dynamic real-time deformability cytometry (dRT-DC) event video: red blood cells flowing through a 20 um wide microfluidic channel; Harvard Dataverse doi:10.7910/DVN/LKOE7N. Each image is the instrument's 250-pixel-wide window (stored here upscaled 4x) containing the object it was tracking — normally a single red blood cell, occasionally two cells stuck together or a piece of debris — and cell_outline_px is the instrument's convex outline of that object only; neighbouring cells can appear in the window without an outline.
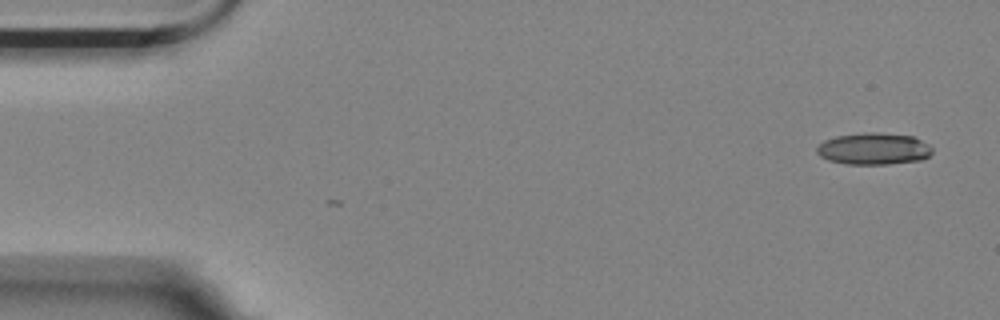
{"species": "Egyptian fruit bat (a non-hibernating species)", "species_latin": "Rousettus aegyptiacus", "temperature_condition": "room temperature", "stored_images_in_passage": 55, "camera_frame_rate_fps": 3000, "um_per_image_px": 0.085, "animal": {"sex": "female"}, "frame": {"image": 1, "passage_image": 1, "time_ms": 0.0, "image_size_px": [1000, 320], "cell_outline_px": [[932, 152], [928, 156], [920, 160], [888, 164], [844, 164], [828, 160], [820, 156], [816, 152], [816, 148], [824, 140], [836, 136], [864, 132], [880, 132], [912, 136], [928, 144], [932, 148]], "centroid_in_image_um": [74.24, 12.64], "position_along_channel_um": 10.8, "area_um2": 21.44}}
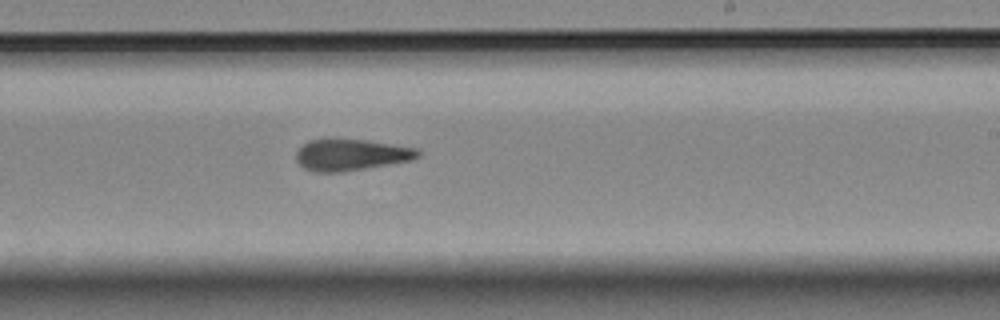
{"frame": {"image": 2, "passage_image": 32, "time_ms": 10.333, "image_size_px": [1000, 320], "cell_outline_px": [[420, 156], [412, 160], [364, 168], [336, 172], [316, 172], [304, 168], [296, 160], [296, 152], [308, 140], [324, 136], [332, 136], [364, 140], [416, 148], [420, 152]], "centroid_in_image_um": [29.77, 13.11], "position_along_channel_um": 259.2, "area_um2": 22.66}}
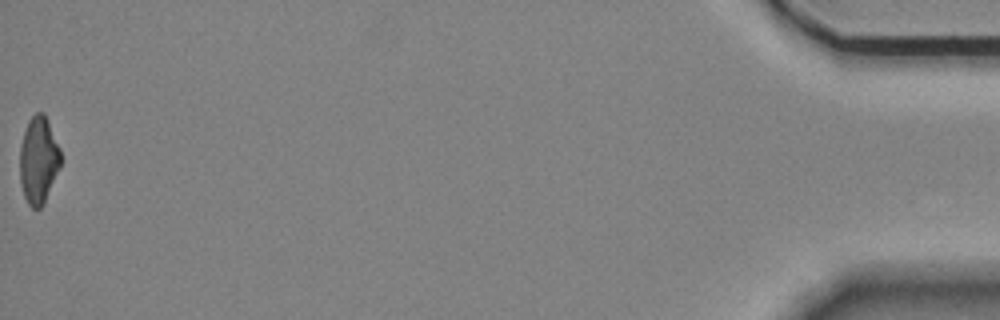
{"frame": {"image": 3, "passage_image": 55, "time_ms": 18.0, "image_size_px": [1000, 320], "cell_outline_px": [[60, 168], [40, 208], [32, 208], [28, 204], [24, 196], [20, 184], [20, 148], [24, 132], [28, 120], [36, 112], [44, 112], [48, 120], [60, 148]], "centroid_in_image_um": [3.27, 13.58], "position_along_channel_um": 431.9, "area_um2": 20.58}, "authors_computed_cell_mechanics": {"area_um2": 22.253, "velocity_mm_per_s": 3.5372, "shape_relaxation_time_tau1_ms": 5.3358, "shape_relaxation_time_tau2_ms": 3.1323, "deformation_change_tau1": 0.1722, "deformation_change_tau2": 0.1403}}